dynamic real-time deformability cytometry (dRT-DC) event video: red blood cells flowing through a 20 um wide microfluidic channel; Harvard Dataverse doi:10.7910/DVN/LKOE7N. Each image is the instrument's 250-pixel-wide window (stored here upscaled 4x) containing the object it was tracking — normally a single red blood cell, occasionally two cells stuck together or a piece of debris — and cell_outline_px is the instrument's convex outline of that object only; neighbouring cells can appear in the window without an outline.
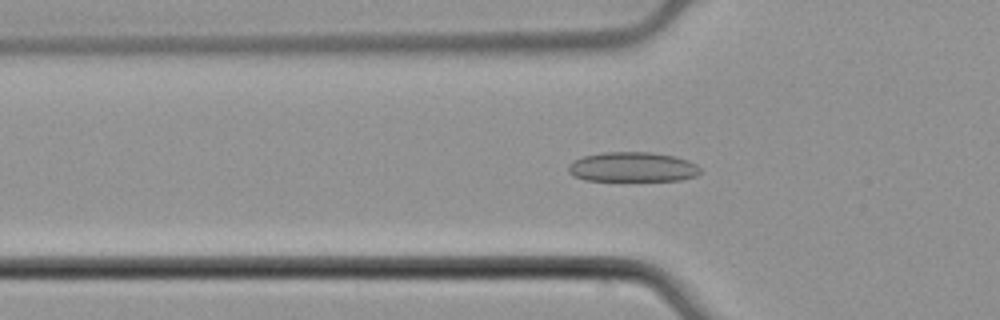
{"species": "common noctule bat (a hibernating species)", "species_latin": "Nyctalus noctula", "temperature_condition": "cold", "stored_images_in_passage": 52, "camera_frame_rate_fps": 3000, "um_per_image_px": 0.085, "animal": {"sex": "male", "body_mass_g": 21.5, "forearm_length_mm": 52.0}, "frame": {"image": 1, "passage_image": 17, "time_ms": 5.333, "image_size_px": [1000, 320], "cell_outline_px": [[700, 172], [696, 176], [680, 180], [584, 180], [572, 176], [568, 172], [568, 164], [572, 160], [584, 156], [604, 152], [652, 152], [676, 156], [688, 160], [696, 164], [700, 168]], "centroid_in_image_um": [53.75, 14.19], "position_along_channel_um": 72.1, "area_um2": 23.0}}
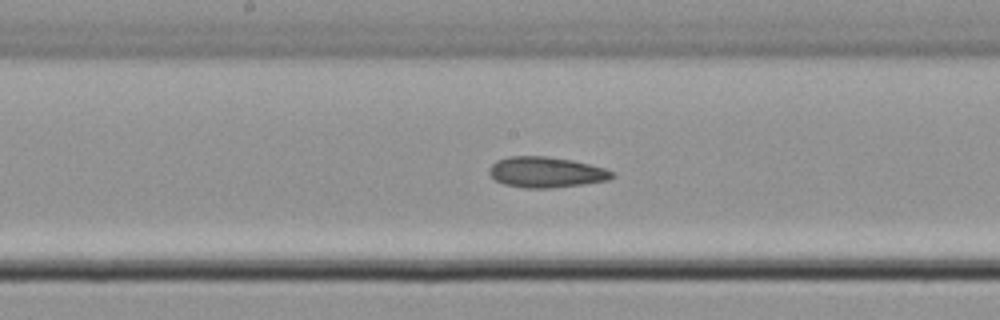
{"frame": {"image": 2, "passage_image": 27, "time_ms": 8.667, "image_size_px": [1000, 320], "cell_outline_px": [[616, 176], [608, 180], [584, 184], [552, 188], [524, 188], [504, 184], [496, 180], [488, 172], [488, 168], [496, 160], [508, 156], [548, 156], [572, 160], [604, 168], [612, 172]], "centroid_in_image_um": [46.39, 14.63], "position_along_channel_um": 201.8, "area_um2": 22.02}}
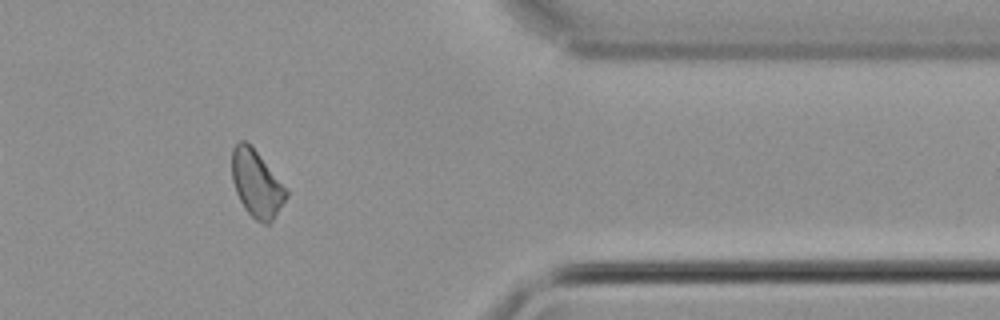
{"frame": {"image": 3, "passage_image": 43, "time_ms": 14.0, "image_size_px": [1000, 320], "cell_outline_px": [[288, 196], [272, 220], [268, 224], [264, 224], [256, 220], [244, 208], [236, 192], [232, 180], [232, 148], [240, 140], [244, 140], [256, 152], [288, 188]], "centroid_in_image_um": [21.82, 15.63], "position_along_channel_um": 389.6, "area_um2": 20.92}}